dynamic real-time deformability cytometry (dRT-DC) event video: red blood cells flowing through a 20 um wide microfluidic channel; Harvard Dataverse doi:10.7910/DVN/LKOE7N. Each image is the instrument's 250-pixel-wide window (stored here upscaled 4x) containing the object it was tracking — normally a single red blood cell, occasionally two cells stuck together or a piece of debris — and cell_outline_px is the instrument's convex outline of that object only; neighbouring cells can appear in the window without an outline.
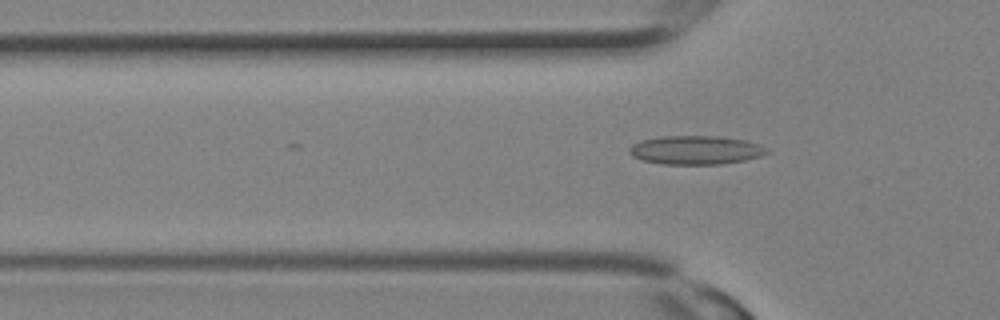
{"species": "Egyptian fruit bat (a non-hibernating species)", "species_latin": "Rousettus aegyptiacus", "temperature_condition": "room temperature", "stored_images_in_passage": 2, "camera_frame_rate_fps": 3000, "um_per_image_px": 0.085, "animal": {"sex": "female"}, "frame": {"image": 1, "passage_image": 2, "time_ms": 0.333, "image_size_px": [1000, 320], "cell_outline_px": [[768, 152], [760, 156], [744, 160], [720, 164], [660, 164], [644, 160], [632, 156], [628, 152], [628, 148], [632, 144], [640, 140], [660, 136], [720, 136], [744, 140], [760, 144], [768, 148]], "centroid_in_image_um": [59.11, 12.75], "position_along_channel_um": 66.7, "area_um2": 23.12}}